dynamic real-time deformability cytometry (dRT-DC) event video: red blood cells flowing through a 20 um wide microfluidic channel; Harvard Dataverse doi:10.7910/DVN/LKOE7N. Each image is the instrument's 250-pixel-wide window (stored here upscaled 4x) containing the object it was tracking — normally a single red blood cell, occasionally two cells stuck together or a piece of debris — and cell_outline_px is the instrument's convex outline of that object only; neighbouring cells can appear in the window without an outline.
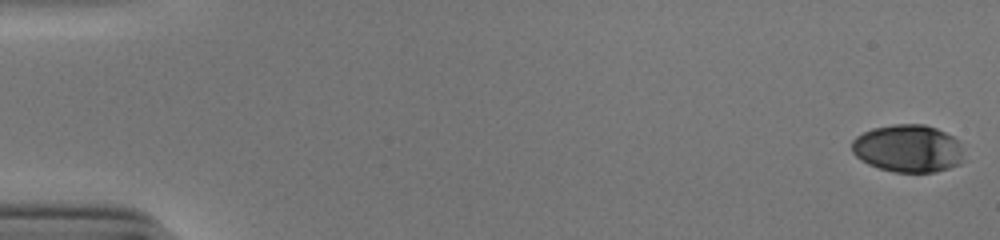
{"species": "human", "species_latin": "Homo sapiens", "temperature_condition": "cold", "stored_images_in_passage": 55, "segment_of_instrument_passage": [1, 2], "camera_frame_rate_fps": 3000, "um_per_image_px": 0.085, "donor": {"sex": "male"}, "frame": {"image": 1, "passage_image": 1, "time_ms": 0.0, "image_size_px": [1000, 240], "cell_outline_px": [[964, 160], [960, 164], [936, 172], [896, 172], [880, 168], [868, 164], [860, 160], [852, 152], [852, 140], [856, 136], [872, 128], [892, 124], [924, 124], [936, 128], [952, 136], [956, 140], [960, 148]], "centroid_in_image_um": [77.15, 12.62], "position_along_channel_um": 7.8, "area_um2": 31.04}}
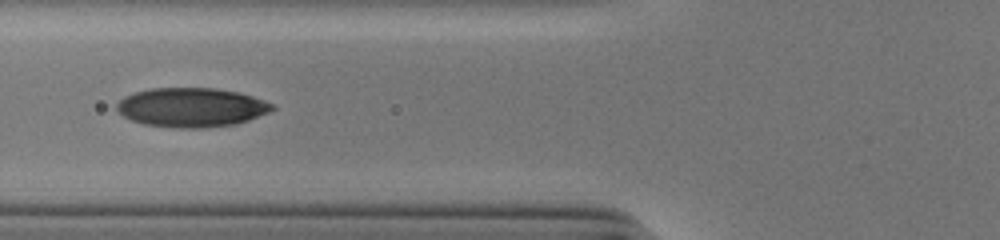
{"frame": {"image": 2, "passage_image": 22, "time_ms": 7.0, "image_size_px": [1000, 240], "cell_outline_px": [[276, 108], [268, 112], [248, 120], [236, 124], [204, 128], [180, 128], [144, 124], [132, 120], [124, 116], [116, 108], [116, 104], [124, 96], [136, 92], [152, 88], [216, 88], [236, 92], [252, 96], [264, 100], [272, 104]], "centroid_in_image_um": [16.27, 9.13], "position_along_channel_um": 109.5, "area_um2": 35.32}}
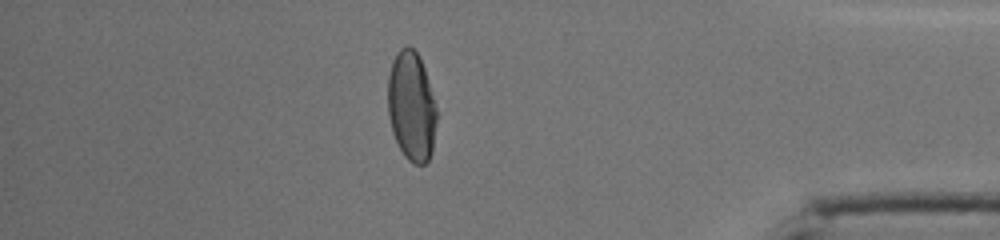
{"frame": {"image": 3, "passage_image": 47, "time_ms": 15.333, "image_size_px": [1000, 240], "cell_outline_px": [[436, 124], [432, 152], [428, 160], [424, 164], [412, 164], [404, 156], [392, 132], [388, 116], [388, 76], [392, 60], [396, 52], [400, 48], [412, 48], [420, 56], [428, 80], [436, 108]], "centroid_in_image_um": [34.96, 9.05], "position_along_channel_um": 400.2, "area_um2": 31.15}}